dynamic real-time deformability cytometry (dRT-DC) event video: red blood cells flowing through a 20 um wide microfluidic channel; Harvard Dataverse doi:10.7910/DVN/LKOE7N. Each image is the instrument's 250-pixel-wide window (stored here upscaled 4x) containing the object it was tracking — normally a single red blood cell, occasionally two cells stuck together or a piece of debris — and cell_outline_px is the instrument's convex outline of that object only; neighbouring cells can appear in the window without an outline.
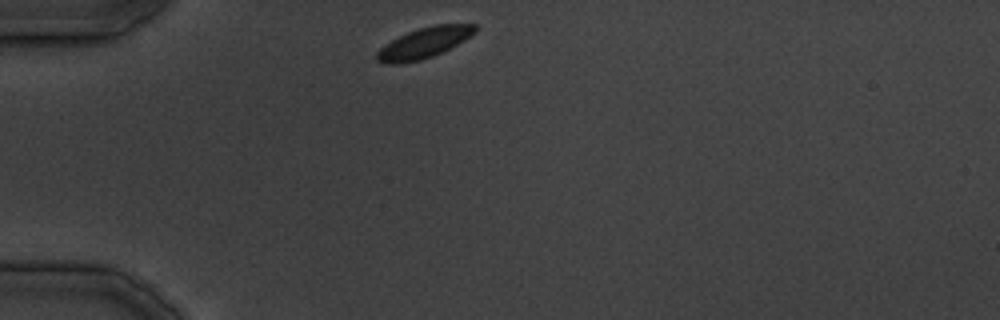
{"species": "common noctule bat (a hibernating species)", "species_latin": "Nyctalus noctula", "temperature_condition": "cold", "stored_images_in_passage": 27, "camera_frame_rate_fps": 3000, "um_per_image_px": 0.085, "animal": {"sex": "male", "body_mass_g": 19.5, "forearm_length_mm": 54.6}, "frame": {"image": 1, "passage_image": 1, "time_ms": 0.0, "image_size_px": [1000, 320], "cell_outline_px": [[476, 32], [464, 40], [432, 56], [420, 60], [400, 64], [388, 64], [376, 60], [376, 52], [384, 44], [408, 32], [420, 28], [436, 24], [476, 24]], "centroid_in_image_um": [36.01, 3.65], "position_along_channel_um": 49.0, "area_um2": 17.22}}
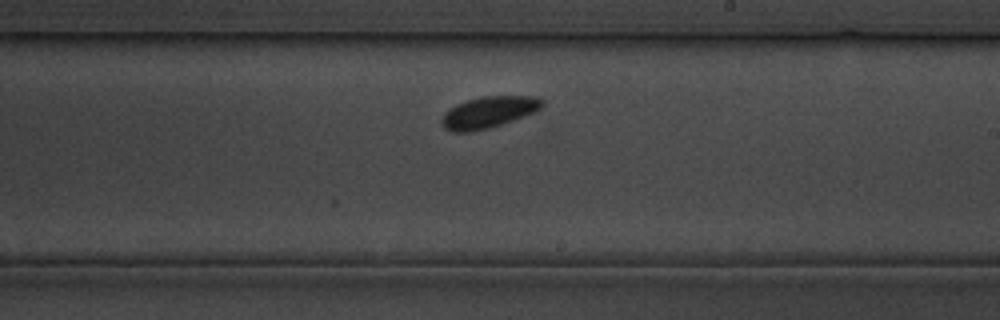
{"frame": {"image": 2, "passage_image": 14, "time_ms": 15.667, "image_size_px": [1000, 320], "cell_outline_px": [[544, 104], [540, 108], [524, 116], [488, 128], [472, 132], [452, 132], [444, 128], [440, 124], [440, 120], [444, 112], [448, 108], [456, 104], [468, 100], [484, 96], [540, 96], [544, 100]], "centroid_in_image_um": [41.49, 9.54], "position_along_channel_um": 247.5, "area_um2": 18.5}}
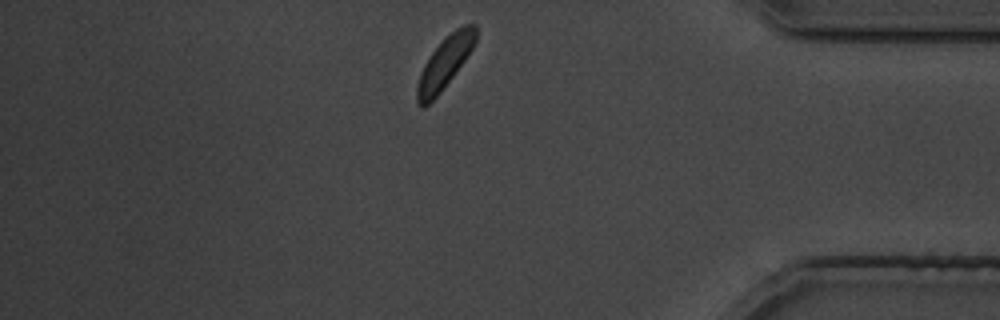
{"frame": {"image": 3, "passage_image": 24, "time_ms": 28.0, "image_size_px": [1000, 320], "cell_outline_px": [[476, 40], [472, 48], [464, 60], [440, 92], [424, 108], [420, 108], [416, 104], [416, 88], [420, 72], [424, 64], [432, 52], [456, 28], [464, 24], [476, 24]], "centroid_in_image_um": [37.77, 5.38], "position_along_channel_um": 397.4, "area_um2": 17.17}}